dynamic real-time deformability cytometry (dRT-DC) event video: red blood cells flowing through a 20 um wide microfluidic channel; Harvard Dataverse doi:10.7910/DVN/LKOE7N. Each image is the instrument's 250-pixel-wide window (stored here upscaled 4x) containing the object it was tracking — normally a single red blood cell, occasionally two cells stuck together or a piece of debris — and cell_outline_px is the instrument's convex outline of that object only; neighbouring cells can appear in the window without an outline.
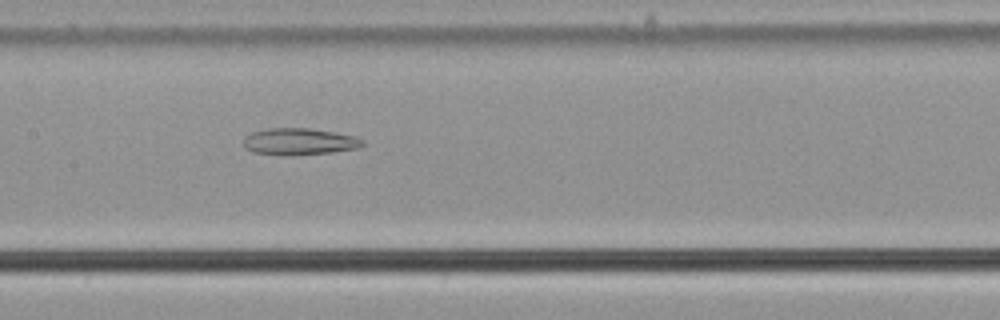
{"species": "common noctule bat (a hibernating species)", "species_latin": "Nyctalus noctula", "temperature_condition": "cold", "stored_images_in_passage": 19, "camera_frame_rate_fps": 3000, "um_per_image_px": 0.085, "animal": {"sex": "male", "body_mass_g": 21.5, "forearm_length_mm": 52.0}, "frame": {"image": 1, "passage_image": 8, "time_ms": 2.333, "image_size_px": [1000, 320], "cell_outline_px": [[364, 144], [360, 148], [332, 152], [252, 152], [244, 148], [244, 136], [252, 132], [268, 128], [308, 128], [336, 132], [352, 136], [364, 140]], "centroid_in_image_um": [25.47, 11.97], "position_along_channel_um": 181.9, "area_um2": 17.57}}
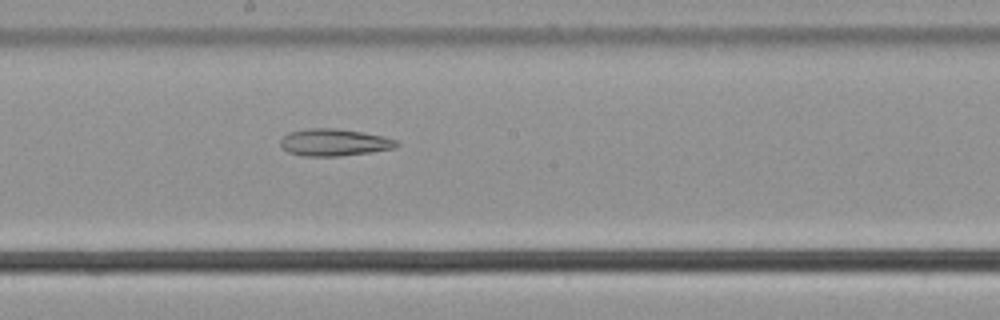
{"frame": {"image": 2, "passage_image": 11, "time_ms": 3.333, "image_size_px": [1000, 320], "cell_outline_px": [[400, 144], [396, 148], [368, 152], [336, 156], [304, 156], [288, 152], [280, 144], [280, 140], [288, 132], [308, 128], [336, 128], [384, 136], [396, 140]], "centroid_in_image_um": [28.4, 12.1], "position_along_channel_um": 219.8, "area_um2": 18.21}}
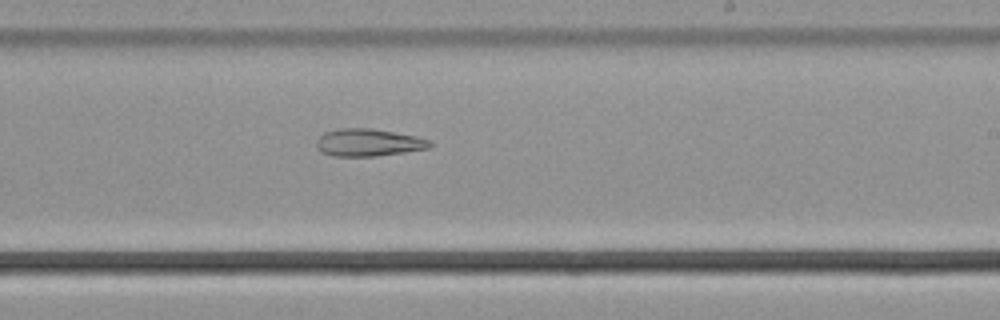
{"frame": {"image": 3, "passage_image": 14, "time_ms": 4.333, "image_size_px": [1000, 320], "cell_outline_px": [[432, 148], [376, 156], [332, 156], [324, 152], [316, 144], [316, 140], [324, 132], [336, 128], [372, 128], [416, 136], [428, 140], [432, 144]], "centroid_in_image_um": [31.32, 12.1], "position_along_channel_um": 257.7, "area_um2": 18.09}}